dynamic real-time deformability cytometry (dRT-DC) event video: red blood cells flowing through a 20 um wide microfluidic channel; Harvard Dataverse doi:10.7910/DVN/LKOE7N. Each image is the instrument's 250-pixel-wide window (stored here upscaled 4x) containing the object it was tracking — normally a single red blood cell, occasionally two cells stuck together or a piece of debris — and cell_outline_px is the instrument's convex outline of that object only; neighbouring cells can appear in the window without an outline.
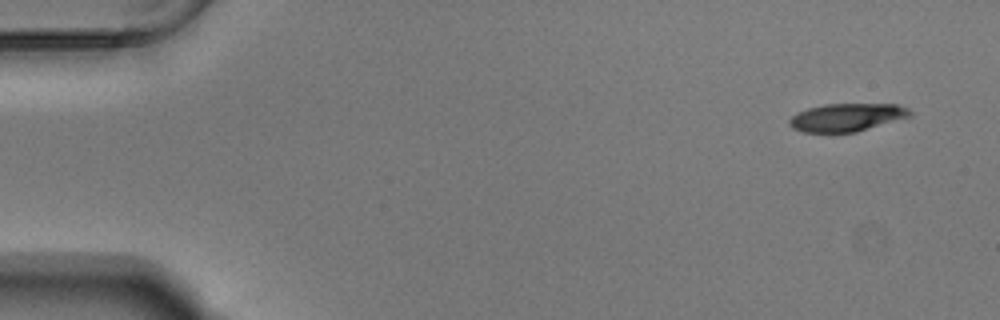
{"species": "Egyptian fruit bat (a non-hibernating species)", "species_latin": "Rousettus aegyptiacus", "temperature_condition": "warm", "stored_images_in_passage": 52, "camera_frame_rate_fps": 3000, "um_per_image_px": 0.085, "animal": {"sex": "male"}, "frame": {"image": 1, "passage_image": 1, "time_ms": 0.0, "image_size_px": [1000, 320], "cell_outline_px": [[912, 116], [856, 132], [804, 132], [792, 128], [788, 124], [788, 120], [796, 112], [808, 108], [824, 104], [896, 104], [908, 108], [912, 112]], "centroid_in_image_um": [71.97, 9.97], "position_along_channel_um": 13.0, "area_um2": 19.71}}
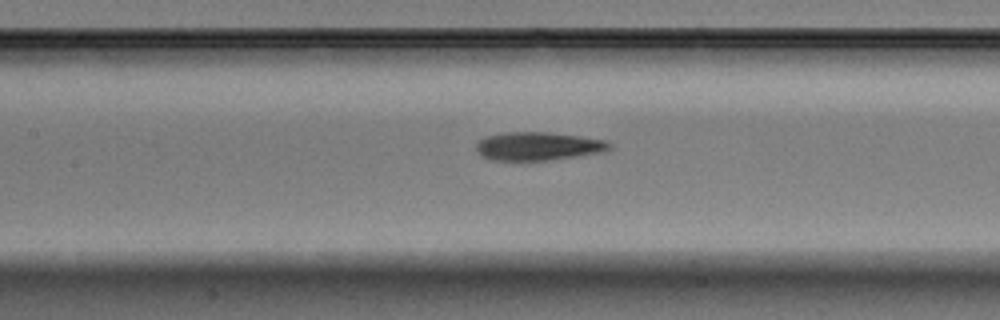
{"frame": {"image": 2, "passage_image": 23, "time_ms": 7.333, "image_size_px": [1000, 320], "cell_outline_px": [[612, 148], [600, 152], [552, 160], [492, 160], [480, 156], [476, 152], [476, 144], [484, 136], [508, 132], [544, 132], [580, 136], [608, 140], [612, 144]], "centroid_in_image_um": [45.72, 12.42], "position_along_channel_um": 161.7, "area_um2": 22.08}}
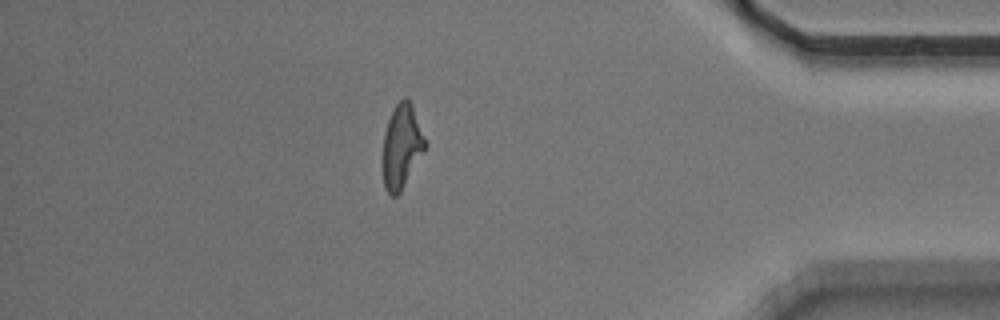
{"frame": {"image": 3, "passage_image": 45, "time_ms": 14.667, "image_size_px": [1000, 320], "cell_outline_px": [[428, 144], [400, 192], [396, 196], [392, 196], [384, 188], [380, 164], [384, 132], [388, 120], [396, 104], [404, 96], [412, 104]], "centroid_in_image_um": [34.1, 12.46], "position_along_channel_um": 401.1, "area_um2": 21.15}, "authors_computed_cell_mechanics": {"area_um2": 21.7617, "velocity_mm_per_s": 3.745, "shape_relaxation_time_tau1_ms": 4.0676, "shape_relaxation_time_tau2_ms": 3.2217, "deformation_change_tau1": 0.1851, "deformation_change_tau2": 0.1046}}